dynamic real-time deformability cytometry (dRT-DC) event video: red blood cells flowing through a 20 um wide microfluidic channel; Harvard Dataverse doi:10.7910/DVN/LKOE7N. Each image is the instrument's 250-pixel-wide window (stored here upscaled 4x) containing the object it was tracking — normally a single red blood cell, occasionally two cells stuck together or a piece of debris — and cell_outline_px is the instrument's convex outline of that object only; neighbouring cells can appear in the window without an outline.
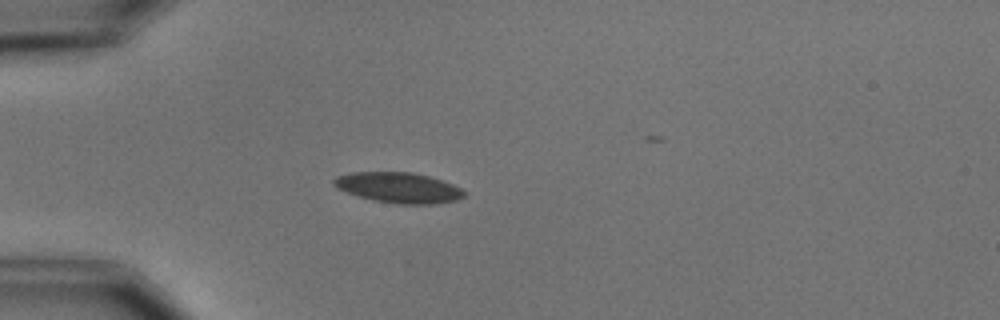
{"species": "common noctule bat (a hibernating species)", "species_latin": "Nyctalus noctula", "temperature_condition": "cold", "stored_images_in_passage": 5, "camera_frame_rate_fps": 3000, "um_per_image_px": 0.085, "animal": {"sex": "male", "body_mass_g": 15.6}, "frame": {"image": 1, "passage_image": 4, "time_ms": 3.667, "image_size_px": [1000, 320], "cell_outline_px": [[468, 192], [464, 196], [456, 200], [436, 204], [396, 204], [372, 200], [336, 188], [332, 184], [332, 180], [336, 176], [352, 172], [412, 172], [428, 176], [452, 184]], "centroid_in_image_um": [33.87, 15.95], "position_along_channel_um": 51.1, "area_um2": 23.18}}